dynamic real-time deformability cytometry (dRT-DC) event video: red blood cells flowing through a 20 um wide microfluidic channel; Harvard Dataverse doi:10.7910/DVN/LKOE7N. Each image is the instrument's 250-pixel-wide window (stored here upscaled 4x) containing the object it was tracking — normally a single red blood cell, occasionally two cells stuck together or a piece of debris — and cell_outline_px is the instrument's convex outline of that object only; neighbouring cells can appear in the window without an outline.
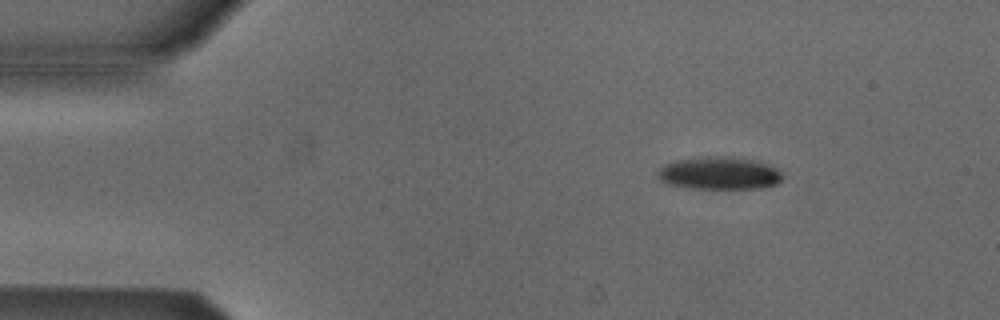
{"species": "Egyptian fruit bat (a non-hibernating species)", "species_latin": "Rousettus aegyptiacus", "temperature_condition": "cold", "stored_images_in_passage": 47, "camera_frame_rate_fps": 3000, "um_per_image_px": 0.085, "animal": {"sex": "male"}, "frame": {"image": 1, "passage_image": 1, "time_ms": 0.0, "image_size_px": [1000, 320], "cell_outline_px": [[784, 176], [776, 184], [764, 188], [692, 188], [668, 184], [660, 180], [656, 176], [656, 172], [664, 164], [676, 160], [700, 156], [740, 156], [764, 160], [772, 164]], "centroid_in_image_um": [61.19, 14.68], "position_along_channel_um": 23.8, "area_um2": 24.51}}
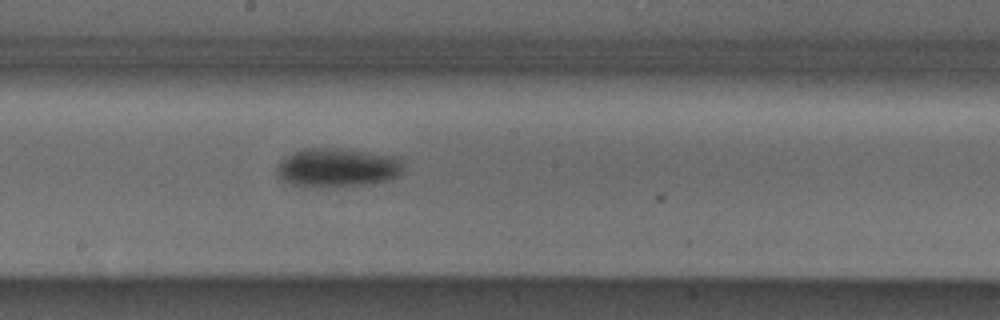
{"frame": {"image": 2, "passage_image": 22, "time_ms": 7.0, "image_size_px": [1000, 320], "cell_outline_px": [[404, 164], [400, 172], [396, 176], [388, 180], [372, 184], [292, 184], [280, 180], [276, 176], [276, 168], [280, 160], [292, 152], [304, 148], [344, 148], [400, 156]], "centroid_in_image_um": [28.7, 14.18], "position_along_channel_um": 219.5, "area_um2": 28.32}}
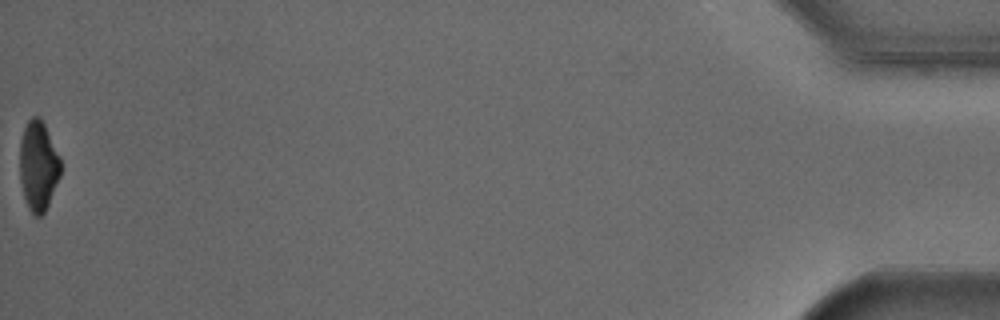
{"frame": {"image": 3, "passage_image": 47, "time_ms": 15.333, "image_size_px": [1000, 320], "cell_outline_px": [[60, 176], [48, 204], [44, 212], [40, 216], [36, 216], [28, 208], [24, 196], [20, 180], [20, 140], [24, 128], [28, 120], [32, 116], [40, 116], [44, 124], [60, 160]], "centroid_in_image_um": [3.23, 14.09], "position_along_channel_um": 432.0, "area_um2": 20.98}, "authors_computed_cell_mechanics": {"area_um2": 26.588, "velocity_mm_per_s": 3.8184, "shape_relaxation_time_tau1_ms": 3.7582, "shape_relaxation_time_tau2_ms": null, "deformation_change_tau1": 0.1105, "deformation_change_tau2": null}}